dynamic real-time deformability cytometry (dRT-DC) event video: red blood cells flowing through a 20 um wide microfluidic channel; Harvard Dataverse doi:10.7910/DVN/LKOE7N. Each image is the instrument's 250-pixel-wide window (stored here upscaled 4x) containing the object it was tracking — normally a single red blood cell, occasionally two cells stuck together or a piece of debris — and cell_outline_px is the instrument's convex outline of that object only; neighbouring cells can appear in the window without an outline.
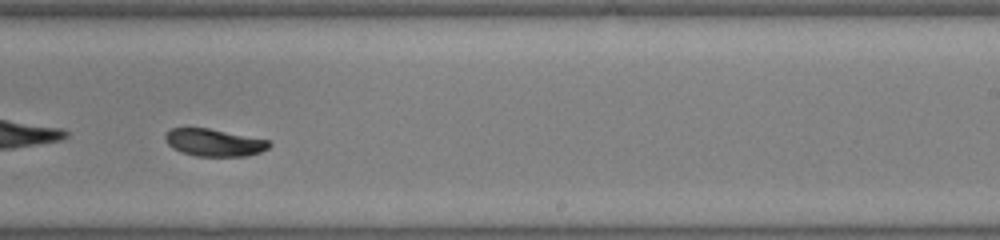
{"species": "common noctule bat (a hibernating species)", "species_latin": "Nyctalus noctula", "temperature_condition": "warm", "stored_images_in_passage": 33, "camera_frame_rate_fps": 3000, "um_per_image_px": 0.085, "animal": {"sex": "male", "body_mass_g": 19.0, "forearm_length_mm": 50.8}, "frame": {"image": 1, "passage_image": 19, "time_ms": 6.0, "image_size_px": [1000, 240], "cell_outline_px": [[272, 144], [268, 148], [260, 152], [248, 156], [196, 156], [180, 152], [172, 148], [164, 140], [164, 136], [172, 128], [208, 128], [268, 140]], "centroid_in_image_um": [18.18, 12.13], "position_along_channel_um": 270.8, "area_um2": 16.53}}
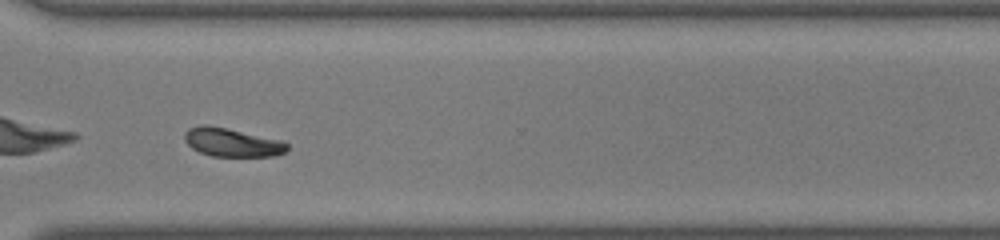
{"frame": {"image": 2, "passage_image": 24, "time_ms": 7.667, "image_size_px": [1000, 240], "cell_outline_px": [[288, 148], [284, 152], [272, 156], [212, 156], [200, 152], [192, 148], [184, 140], [184, 132], [188, 128], [200, 124], [204, 124], [284, 140], [288, 144]], "centroid_in_image_um": [19.7, 12.1], "position_along_channel_um": 350.9, "area_um2": 16.99}}